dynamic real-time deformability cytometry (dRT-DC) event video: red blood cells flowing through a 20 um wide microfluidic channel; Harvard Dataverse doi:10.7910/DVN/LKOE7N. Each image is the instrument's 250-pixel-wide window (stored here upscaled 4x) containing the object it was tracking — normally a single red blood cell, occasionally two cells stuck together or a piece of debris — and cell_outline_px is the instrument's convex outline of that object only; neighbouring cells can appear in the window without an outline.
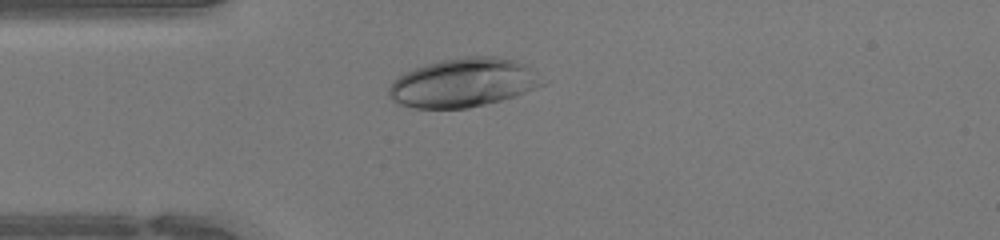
{"species": "human", "species_latin": "Homo sapiens", "temperature_condition": "warm", "stored_images_in_passage": 36, "camera_frame_rate_fps": 3000, "um_per_image_px": 0.085, "donor": {"sex": "female"}, "frame": {"image": 1, "passage_image": 1, "time_ms": 0.0, "image_size_px": [1000, 240], "cell_outline_px": [[548, 80], [544, 84], [536, 88], [500, 100], [468, 108], [416, 108], [400, 104], [392, 100], [388, 96], [388, 88], [392, 80], [404, 72], [440, 60], [464, 56], [496, 56], [516, 60], [524, 64]], "centroid_in_image_um": [39.39, 7.02], "position_along_channel_um": 45.6, "area_um2": 43.75}}
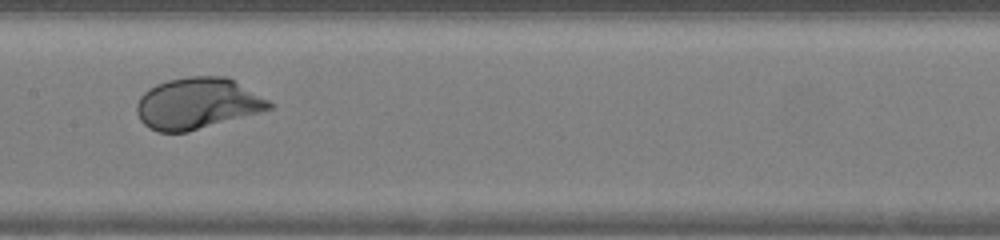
{"frame": {"image": 2, "passage_image": 12, "time_ms": 3.667, "image_size_px": [1000, 240], "cell_outline_px": [[272, 108], [260, 112], [188, 132], [160, 132], [148, 128], [140, 120], [136, 112], [136, 104], [140, 96], [148, 88], [156, 84], [168, 80], [188, 76], [224, 76], [232, 80], [268, 100], [272, 104]], "centroid_in_image_um": [16.71, 8.8], "position_along_channel_um": 190.7, "area_um2": 39.3}}
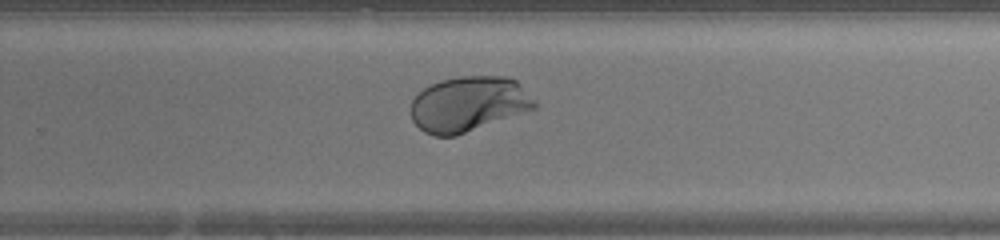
{"frame": {"image": 3, "passage_image": 19, "time_ms": 6.0, "image_size_px": [1000, 240], "cell_outline_px": [[536, 108], [456, 136], [436, 136], [424, 132], [412, 120], [412, 100], [416, 92], [440, 80], [460, 76], [504, 76], [516, 80], [536, 100]], "centroid_in_image_um": [39.82, 8.83], "position_along_channel_um": 290.0, "area_um2": 39.82}, "authors_computed_cell_mechanics": {"area_um2": 40.2866, "velocity_mm_per_s": 4.2754, "shape_relaxation_time_tau1_ms": 2.129, "shape_relaxation_time_tau2_ms": null, "deformation_change_tau1": 0.1476, "deformation_change_tau2": null}}